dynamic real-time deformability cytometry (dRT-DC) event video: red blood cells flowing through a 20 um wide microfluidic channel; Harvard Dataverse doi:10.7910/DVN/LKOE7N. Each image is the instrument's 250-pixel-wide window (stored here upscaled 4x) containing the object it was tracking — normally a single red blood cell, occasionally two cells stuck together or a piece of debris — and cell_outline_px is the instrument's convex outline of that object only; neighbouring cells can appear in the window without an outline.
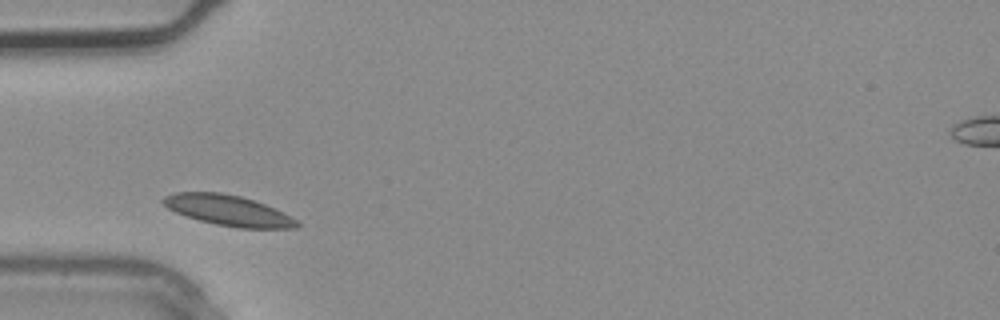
{"species": "common noctule bat (a hibernating species)", "species_latin": "Nyctalus noctula", "temperature_condition": "warm", "stored_images_in_passage": 3, "camera_frame_rate_fps": 3000, "um_per_image_px": 0.085, "animal": {"sex": "male", "body_mass_g": 20.4}, "frame": {"image": 1, "passage_image": 3, "time_ms": 0.667, "image_size_px": [1000, 320], "cell_outline_px": [[300, 224], [296, 228], [240, 228], [216, 224], [200, 220], [176, 212], [168, 208], [160, 200], [164, 196], [176, 192], [220, 192], [240, 196], [264, 204], [296, 220]], "centroid_in_image_um": [19.35, 17.88], "position_along_channel_um": 65.7, "area_um2": 23.29}}